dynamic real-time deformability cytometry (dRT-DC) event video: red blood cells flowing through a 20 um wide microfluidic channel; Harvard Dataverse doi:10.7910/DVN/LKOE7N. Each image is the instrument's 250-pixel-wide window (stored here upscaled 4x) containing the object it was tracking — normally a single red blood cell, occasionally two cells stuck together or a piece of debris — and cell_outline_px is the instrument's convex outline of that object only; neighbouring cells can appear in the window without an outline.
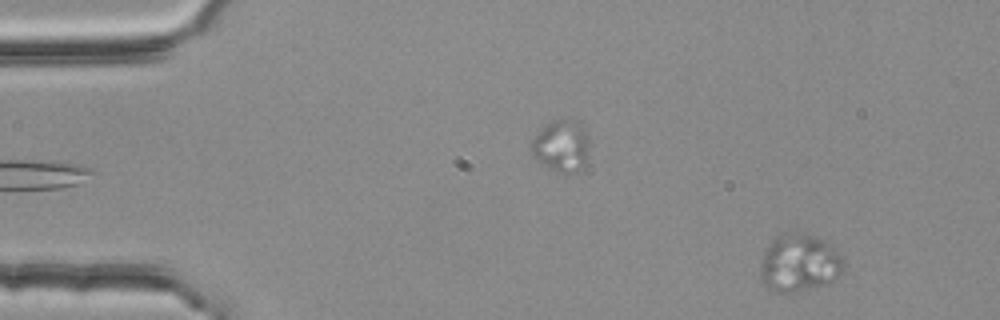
{"species": "common noctule bat (a hibernating species)", "species_latin": "Nyctalus noctula", "temperature_condition": "room temperature", "stored_images_in_passage": 4, "camera_frame_rate_fps": 3000, "um_per_image_px": 0.085, "animal": {"sex": "female", "body_mass_g": 25.1}, "frame": {"image": 1, "passage_image": 4, "time_ms": 1.0, "image_size_px": [1000, 320], "cell_outline_px": [[844, 264], [840, 272], [828, 284], [788, 292], [772, 292], [760, 280], [760, 260], [768, 244], [776, 236], [784, 232], [804, 232], [816, 236], [832, 244], [840, 252]], "centroid_in_image_um": [67.91, 22.31], "position_along_channel_um": 17.1, "area_um2": 28.32}}